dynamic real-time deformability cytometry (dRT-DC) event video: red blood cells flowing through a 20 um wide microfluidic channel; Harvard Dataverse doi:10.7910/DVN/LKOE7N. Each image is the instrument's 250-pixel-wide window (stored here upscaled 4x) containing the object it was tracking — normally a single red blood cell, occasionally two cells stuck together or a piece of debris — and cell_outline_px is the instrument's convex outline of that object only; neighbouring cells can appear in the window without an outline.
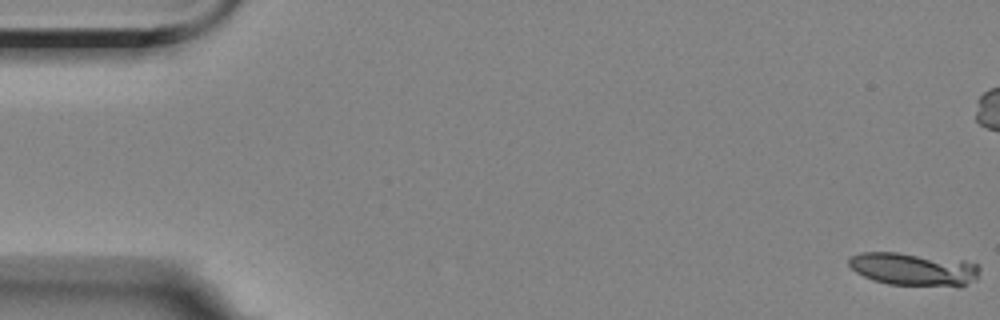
{"species": "Egyptian fruit bat (a non-hibernating species)", "species_latin": "Rousettus aegyptiacus", "temperature_condition": "room temperature", "stored_images_in_passage": 13, "camera_frame_rate_fps": 3000, "um_per_image_px": 0.085, "animal": {"sex": "female"}, "frame": {"image": 1, "passage_image": 1, "time_ms": 0.0, "image_size_px": [1000, 320], "cell_outline_px": [[980, 272], [976, 280], [960, 288], [888, 284], [872, 280], [856, 272], [848, 264], [848, 256], [860, 252], [896, 252], [964, 260], [976, 264], [980, 268]], "centroid_in_image_um": [77.7, 22.9], "position_along_channel_um": 7.3, "area_um2": 25.84}}